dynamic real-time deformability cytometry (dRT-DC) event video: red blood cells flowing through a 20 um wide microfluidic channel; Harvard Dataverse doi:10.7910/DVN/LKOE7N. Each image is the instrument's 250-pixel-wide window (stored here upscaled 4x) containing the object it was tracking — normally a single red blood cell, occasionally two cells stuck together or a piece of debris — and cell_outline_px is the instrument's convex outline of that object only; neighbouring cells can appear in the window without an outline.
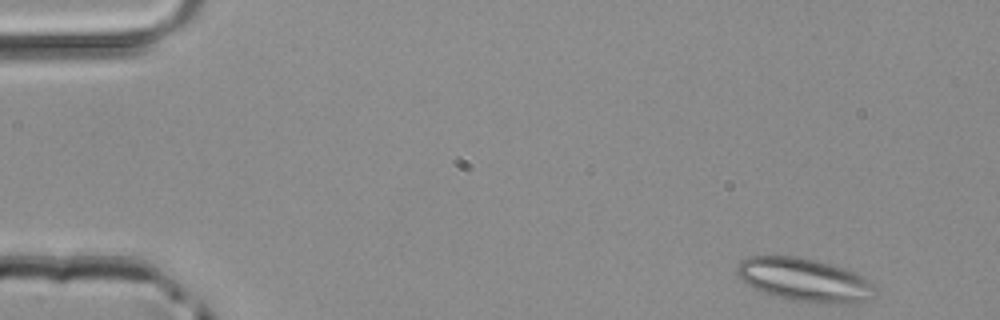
{"species": "common noctule bat (a hibernating species)", "species_latin": "Nyctalus noctula", "temperature_condition": "room temperature", "stored_images_in_passage": 45, "segment_of_instrument_passage": [1, 2], "camera_frame_rate_fps": 3000, "um_per_image_px": 0.085, "animal": {"sex": "male", "body_mass_g": 20.4}, "frame": {"image": 1, "passage_image": 1, "time_ms": 0.0, "image_size_px": [1000, 320], "cell_outline_px": [[876, 284], [872, 300], [848, 304], [808, 304], [788, 300], [772, 296], [748, 284], [736, 272], [736, 268], [740, 260], [748, 256], [796, 256], [816, 260], [832, 264], [856, 272], [872, 280]], "centroid_in_image_um": [68.46, 23.81], "position_along_channel_um": 16.5, "area_um2": 35.72}}